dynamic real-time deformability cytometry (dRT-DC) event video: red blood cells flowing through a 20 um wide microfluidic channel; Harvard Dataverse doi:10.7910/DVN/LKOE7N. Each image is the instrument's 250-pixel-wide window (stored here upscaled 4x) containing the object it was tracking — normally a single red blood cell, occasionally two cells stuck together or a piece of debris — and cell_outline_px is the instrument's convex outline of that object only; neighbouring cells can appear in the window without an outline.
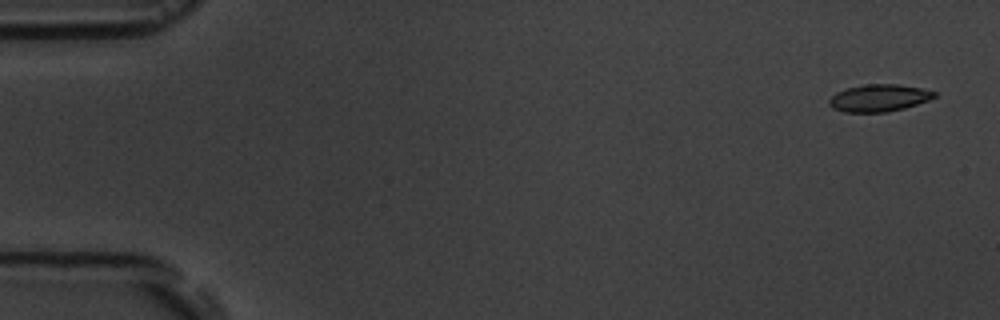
{"species": "common noctule bat (a hibernating species)", "species_latin": "Nyctalus noctula", "temperature_condition": "room temperature", "stored_images_in_passage": 5, "camera_frame_rate_fps": 3000, "um_per_image_px": 0.085, "animal": {"sex": "male", "body_mass_g": 19.5, "forearm_length_mm": 54.6}, "frame": {"image": 1, "passage_image": 1, "time_ms": 0.0, "image_size_px": [1000, 320], "cell_outline_px": [[936, 96], [928, 100], [904, 108], [888, 112], [844, 112], [832, 108], [828, 104], [828, 100], [836, 92], [848, 88], [864, 84], [896, 84], [920, 88], [936, 92]], "centroid_in_image_um": [74.68, 8.33], "position_along_channel_um": 10.3, "area_um2": 16.59}}
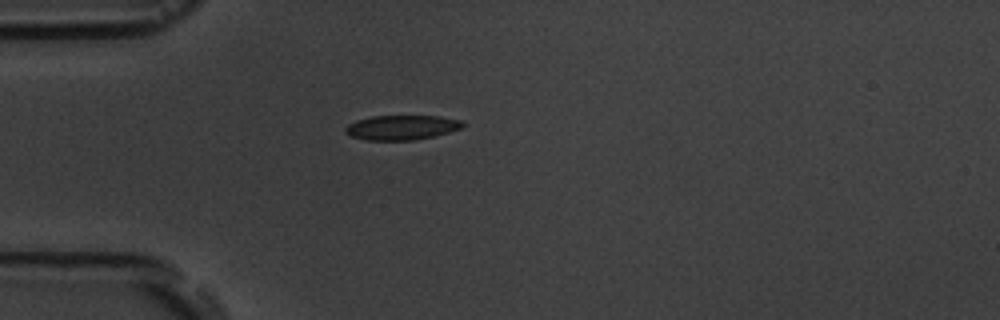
{"frame": {"image": 2, "passage_image": 5, "time_ms": 4.333, "image_size_px": [1000, 320], "cell_outline_px": [[464, 124], [460, 128], [448, 132], [432, 136], [412, 140], [364, 140], [352, 136], [344, 132], [344, 128], [348, 124], [356, 120], [372, 116], [440, 116], [460, 120]], "centroid_in_image_um": [34.08, 10.83], "position_along_channel_um": 50.9, "area_um2": 16.7}}